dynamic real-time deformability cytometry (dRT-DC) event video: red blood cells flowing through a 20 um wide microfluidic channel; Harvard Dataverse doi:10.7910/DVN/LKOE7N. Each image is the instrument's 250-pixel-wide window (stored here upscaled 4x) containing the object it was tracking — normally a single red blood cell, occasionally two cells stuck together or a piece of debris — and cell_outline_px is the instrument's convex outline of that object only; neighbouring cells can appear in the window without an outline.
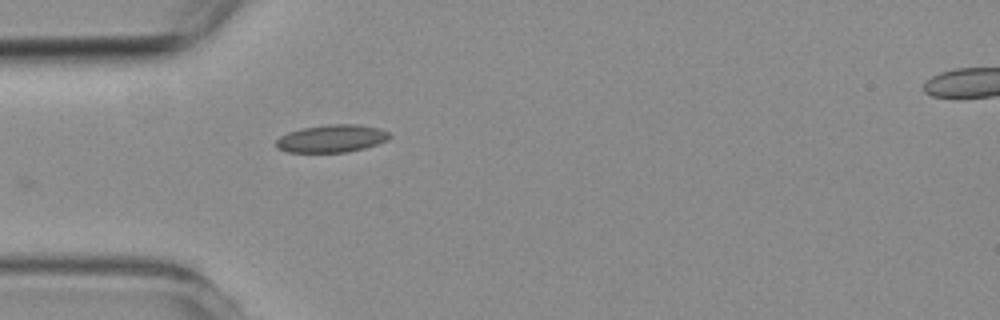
{"species": "common noctule bat (a hibernating species)", "species_latin": "Nyctalus noctula", "temperature_condition": "room temperature", "stored_images_in_passage": 3, "segment_of_instrument_passage": [1, 2], "camera_frame_rate_fps": 3000, "um_per_image_px": 0.085, "animal": {"sex": "female", "body_mass_g": 19.3, "forearm_length_mm": 54.1}, "frame": {"image": 1, "passage_image": 2, "time_ms": 1.0, "image_size_px": [1000, 320], "cell_outline_px": [[392, 136], [388, 140], [364, 148], [348, 152], [288, 152], [276, 148], [276, 140], [280, 136], [288, 132], [300, 128], [328, 124], [356, 124], [380, 128], [388, 132]], "centroid_in_image_um": [28.19, 11.77], "position_along_channel_um": 56.8, "area_um2": 18.38}}